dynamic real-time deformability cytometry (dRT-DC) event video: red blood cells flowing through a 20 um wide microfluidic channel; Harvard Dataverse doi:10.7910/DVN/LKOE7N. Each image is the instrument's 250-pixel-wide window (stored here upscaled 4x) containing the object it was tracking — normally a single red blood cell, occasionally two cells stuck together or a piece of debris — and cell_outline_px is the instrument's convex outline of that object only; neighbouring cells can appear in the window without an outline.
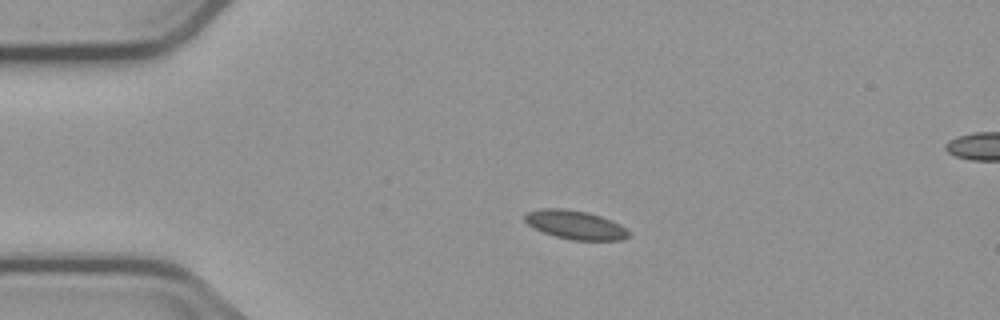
{"species": "common noctule bat (a hibernating species)", "species_latin": "Nyctalus noctula", "temperature_condition": "cold", "stored_images_in_passage": 4, "segment_of_instrument_passage": [1, 2], "camera_frame_rate_fps": 3000, "um_per_image_px": 0.085, "animal": {"sex": "male", "body_mass_g": 23.1, "forearm_length_mm": 52.7}, "frame": {"image": 1, "passage_image": 2, "time_ms": 1.333, "image_size_px": [1000, 320], "cell_outline_px": [[628, 236], [624, 240], [572, 240], [556, 236], [544, 232], [528, 224], [524, 220], [524, 216], [528, 212], [540, 208], [564, 208], [588, 212], [600, 216], [620, 224], [628, 232]], "centroid_in_image_um": [48.89, 19.1], "position_along_channel_um": 36.1, "area_um2": 17.22}}